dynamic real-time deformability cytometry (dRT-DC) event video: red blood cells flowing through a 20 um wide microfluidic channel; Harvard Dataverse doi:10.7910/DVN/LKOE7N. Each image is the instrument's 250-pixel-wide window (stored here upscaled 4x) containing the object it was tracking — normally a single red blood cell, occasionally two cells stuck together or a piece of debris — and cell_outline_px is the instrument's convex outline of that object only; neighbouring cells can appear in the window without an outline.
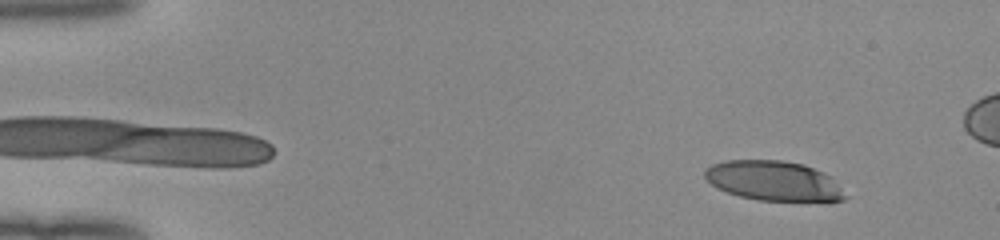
{"species": "human", "species_latin": "Homo sapiens", "temperature_condition": "room temperature", "stored_images_in_passage": 16, "camera_frame_rate_fps": 3000, "um_per_image_px": 0.085, "donor": {"sex": "female"}, "frame": {"image": 1, "passage_image": 5, "time_ms": 1.333, "image_size_px": [1000, 240], "cell_outline_px": [[852, 196], [844, 200], [828, 204], [756, 200], [740, 196], [716, 188], [704, 176], [704, 168], [712, 164], [724, 160], [780, 160], [804, 164], [824, 172], [832, 176]], "centroid_in_image_um": [65.93, 15.43], "position_along_channel_um": 19.1, "area_um2": 34.16}}